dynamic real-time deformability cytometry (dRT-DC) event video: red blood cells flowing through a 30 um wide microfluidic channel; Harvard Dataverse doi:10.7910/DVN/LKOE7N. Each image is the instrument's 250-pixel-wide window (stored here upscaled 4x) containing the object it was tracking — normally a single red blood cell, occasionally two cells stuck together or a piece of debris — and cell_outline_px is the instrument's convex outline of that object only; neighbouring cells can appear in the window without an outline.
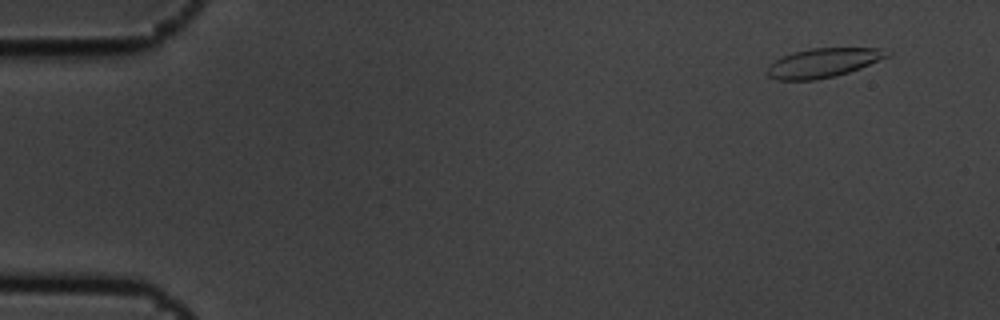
{"species": "common noctule bat (a hibernating species)", "species_latin": "Nyctalus noctula", "temperature_condition": "cold", "stored_images_in_passage": 7, "camera_frame_rate_fps": 3000, "um_per_image_px": 0.085, "animal": {"sex": "male", "body_mass_g": 19.5, "forearm_length_mm": 54.6}, "frame": {"image": 1, "passage_image": 1, "time_ms": 0.0, "image_size_px": [1000, 320], "cell_outline_px": [[892, 56], [860, 68], [836, 76], [816, 80], [776, 80], [768, 76], [768, 64], [792, 52], [812, 48], [880, 48], [892, 52]], "centroid_in_image_um": [70.01, 5.34], "position_along_channel_um": 15.0, "area_um2": 20.52}}
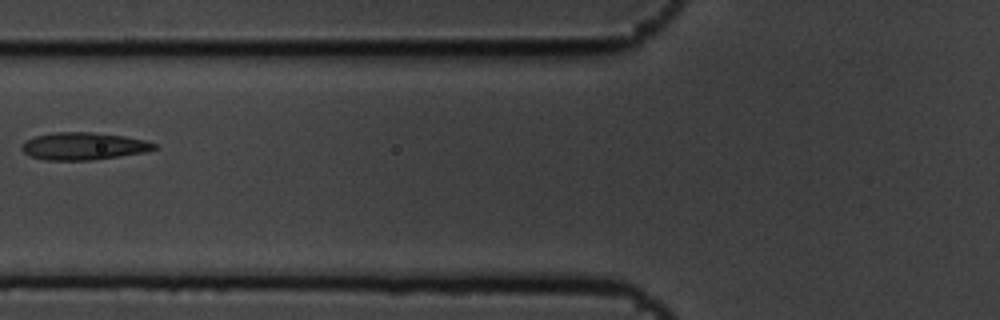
{"frame": {"image": 2, "passage_image": 6, "time_ms": 1.667, "image_size_px": [1000, 320], "cell_outline_px": [[160, 148], [144, 152], [92, 160], [44, 160], [32, 156], [24, 152], [20, 148], [28, 140], [36, 136], [52, 132], [92, 132], [124, 136], [144, 140], [156, 144]], "centroid_in_image_um": [7.13, 12.42], "position_along_channel_um": 118.7, "area_um2": 20.98}}
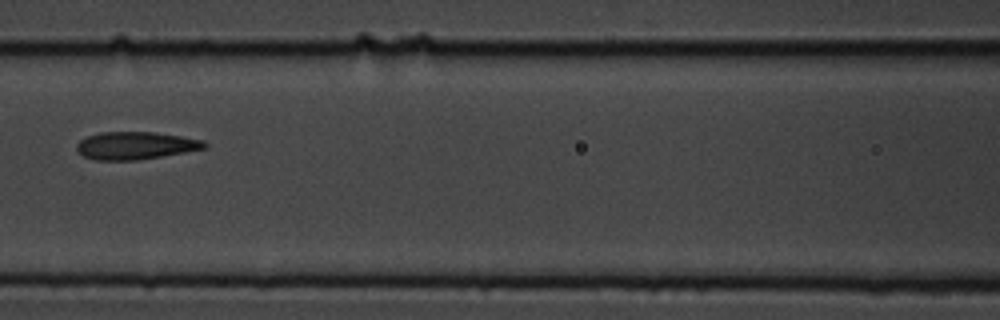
{"frame": {"image": 3, "passage_image": 7, "time_ms": 2.0, "image_size_px": [1000, 320], "cell_outline_px": [[208, 148], [136, 160], [96, 160], [84, 156], [76, 148], [76, 144], [80, 140], [88, 136], [100, 132], [156, 132], [204, 140], [208, 144]], "centroid_in_image_um": [11.54, 12.36], "position_along_channel_um": 155.1, "area_um2": 20.46}}